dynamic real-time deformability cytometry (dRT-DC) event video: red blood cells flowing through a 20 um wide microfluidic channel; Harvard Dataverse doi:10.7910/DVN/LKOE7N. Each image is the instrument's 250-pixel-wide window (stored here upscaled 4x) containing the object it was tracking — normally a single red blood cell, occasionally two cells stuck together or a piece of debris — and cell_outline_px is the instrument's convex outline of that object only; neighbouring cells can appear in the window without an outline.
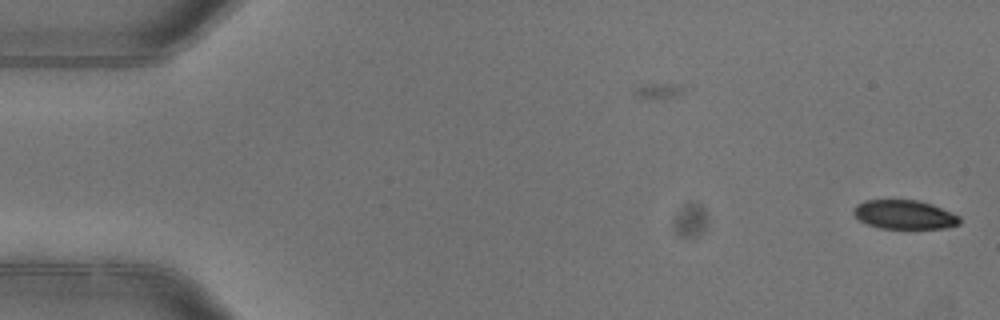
{"species": "common noctule bat (a hibernating species)", "species_latin": "Nyctalus noctula", "temperature_condition": "warm", "stored_images_in_passage": 2, "camera_frame_rate_fps": 3000, "um_per_image_px": 0.085, "animal": {"sex": "female"}, "frame": {"image": 1, "passage_image": 2, "time_ms": 0.333, "image_size_px": [1000, 320], "cell_outline_px": [[960, 224], [944, 228], [880, 228], [868, 224], [860, 220], [852, 212], [856, 204], [864, 200], [920, 200], [932, 204], [960, 216]], "centroid_in_image_um": [76.87, 18.23], "position_along_channel_um": 8.1, "area_um2": 17.86}}